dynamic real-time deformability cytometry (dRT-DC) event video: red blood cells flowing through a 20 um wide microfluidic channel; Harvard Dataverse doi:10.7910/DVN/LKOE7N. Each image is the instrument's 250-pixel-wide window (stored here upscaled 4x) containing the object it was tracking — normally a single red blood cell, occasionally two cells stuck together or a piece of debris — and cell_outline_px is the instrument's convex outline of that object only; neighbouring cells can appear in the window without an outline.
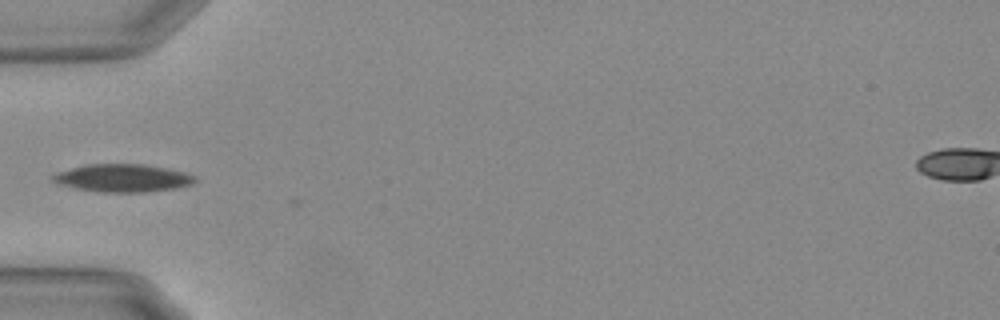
{"species": "Egyptian fruit bat (a non-hibernating species)", "species_latin": "Rousettus aegyptiacus", "temperature_condition": "warm", "stored_images_in_passage": 38, "camera_frame_rate_fps": 3000, "um_per_image_px": 0.085, "animal": {"sex": "female"}, "frame": {"image": 1, "passage_image": 1, "time_ms": 0.0, "image_size_px": [1000, 320], "cell_outline_px": [[196, 180], [192, 184], [172, 188], [144, 192], [104, 192], [76, 188], [52, 180], [52, 176], [56, 172], [84, 164], [144, 164], [184, 172], [196, 176]], "centroid_in_image_um": [10.43, 15.12], "position_along_channel_um": 74.6, "area_um2": 22.66}}
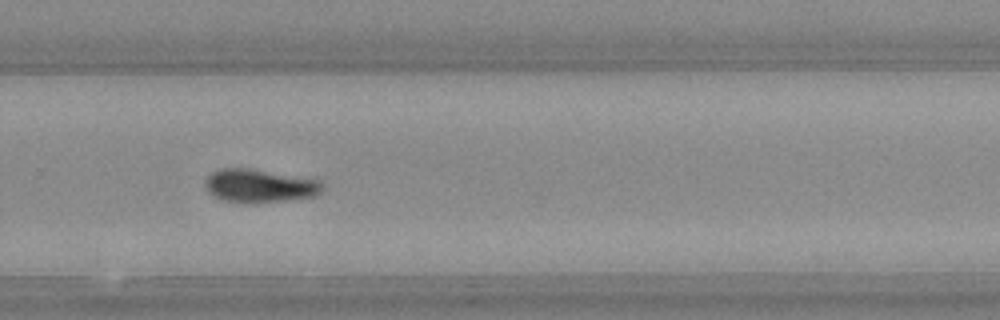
{"frame": {"image": 2, "passage_image": 20, "time_ms": 6.333, "image_size_px": [1000, 320], "cell_outline_px": [[324, 188], [316, 196], [252, 204], [248, 204], [224, 200], [212, 196], [208, 192], [204, 184], [204, 180], [212, 172], [220, 168], [248, 168], [320, 180], [324, 184]], "centroid_in_image_um": [22.03, 15.8], "position_along_channel_um": 307.8, "area_um2": 22.95}}
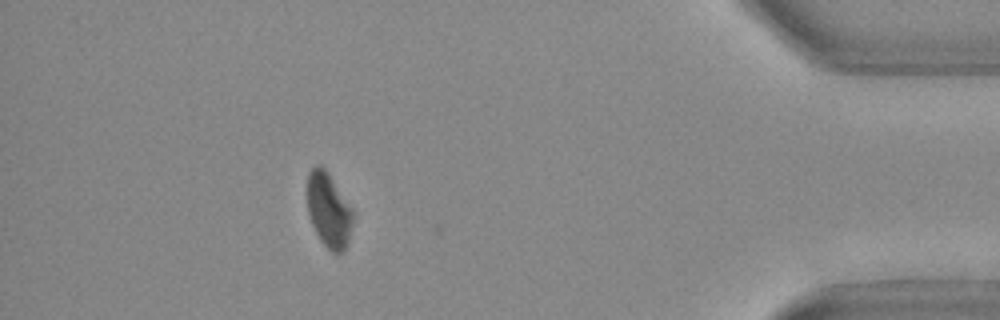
{"frame": {"image": 3, "passage_image": 32, "time_ms": 10.333, "image_size_px": [1000, 320], "cell_outline_px": [[356, 212], [348, 244], [344, 252], [332, 252], [320, 240], [312, 224], [308, 212], [308, 172], [316, 164], [320, 164], [328, 172]], "centroid_in_image_um": [27.99, 17.86], "position_along_channel_um": 407.2, "area_um2": 20.23}, "authors_computed_cell_mechanics": {"area_um2": 22.2819, "velocity_mm_per_s": 3.6797, "shape_relaxation_time_tau1_ms": 3.1749, "shape_relaxation_time_tau2_ms": null, "deformation_change_tau1": 0.0988, "deformation_change_tau2": null}}